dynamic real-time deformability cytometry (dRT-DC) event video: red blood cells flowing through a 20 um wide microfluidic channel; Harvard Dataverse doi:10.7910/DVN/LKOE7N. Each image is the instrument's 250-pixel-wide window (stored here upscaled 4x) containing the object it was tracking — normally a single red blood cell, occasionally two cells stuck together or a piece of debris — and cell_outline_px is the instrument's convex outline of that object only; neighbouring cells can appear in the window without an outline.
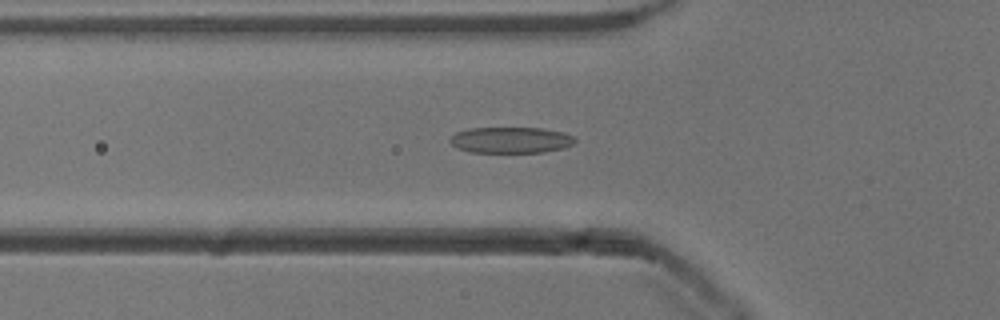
{"species": "common noctule bat (a hibernating species)", "species_latin": "Nyctalus noctula", "temperature_condition": "cold", "stored_images_in_passage": 52, "camera_frame_rate_fps": 3000, "um_per_image_px": 0.085, "animal": {"sex": "male", "body_mass_g": 13.3}, "frame": {"image": 1, "passage_image": 17, "time_ms": 5.333, "image_size_px": [1000, 320], "cell_outline_px": [[576, 140], [572, 144], [564, 148], [544, 152], [468, 152], [456, 148], [448, 140], [456, 132], [468, 128], [540, 128], [564, 132], [572, 136]], "centroid_in_image_um": [43.39, 11.9], "position_along_channel_um": 82.4, "area_um2": 19.02}}
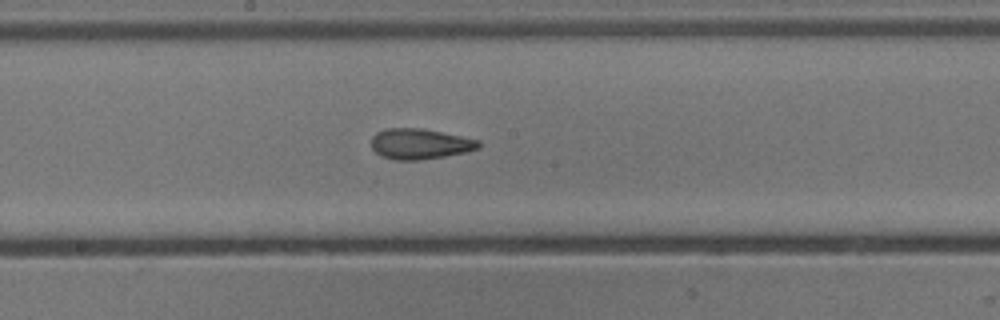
{"frame": {"image": 2, "passage_image": 27, "time_ms": 8.667, "image_size_px": [1000, 320], "cell_outline_px": [[480, 148], [468, 152], [420, 160], [396, 160], [380, 156], [372, 148], [372, 136], [376, 132], [388, 128], [420, 128], [480, 140]], "centroid_in_image_um": [35.69, 12.24], "position_along_channel_um": 212.5, "area_um2": 19.07}}
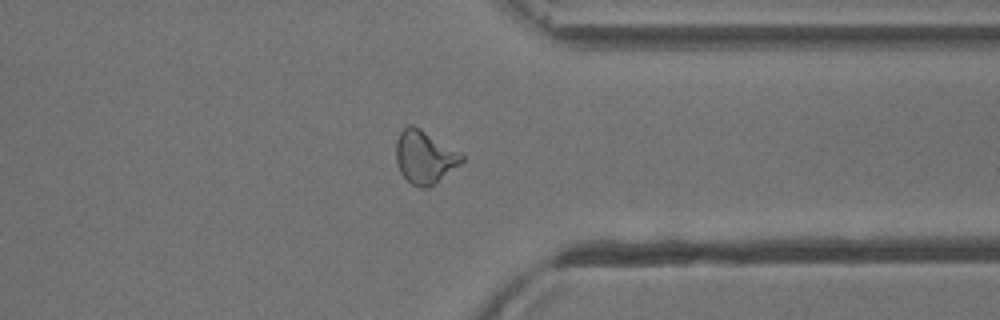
{"frame": {"image": 3, "passage_image": 40, "time_ms": 13.0, "image_size_px": [1000, 320], "cell_outline_px": [[464, 160], [460, 164], [428, 188], [420, 188], [412, 184], [400, 172], [396, 160], [396, 140], [400, 132], [408, 124], [412, 124], [420, 128], [460, 152], [464, 156]], "centroid_in_image_um": [36.08, 13.33], "position_along_channel_um": 375.3, "area_um2": 20.11}, "authors_computed_cell_mechanics": {"area_um2": 20.0277, "velocity_mm_per_s": 3.8609, "shape_relaxation_time_tau1_ms": 4.1988, "shape_relaxation_time_tau2_ms": 2.3369, "deformation_change_tau1": 0.1497, "deformation_change_tau2": 0.1138}}